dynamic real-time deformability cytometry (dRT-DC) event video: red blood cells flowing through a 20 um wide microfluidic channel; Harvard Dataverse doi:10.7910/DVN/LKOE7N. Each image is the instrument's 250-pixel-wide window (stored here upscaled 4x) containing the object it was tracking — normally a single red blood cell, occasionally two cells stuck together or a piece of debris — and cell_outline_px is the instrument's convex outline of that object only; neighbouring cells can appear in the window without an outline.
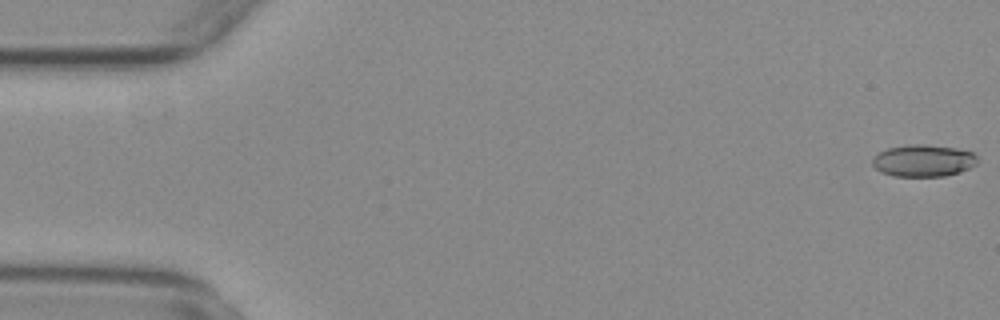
{"species": "common noctule bat (a hibernating species)", "species_latin": "Nyctalus noctula", "temperature_condition": "warm", "stored_images_in_passage": 56, "camera_frame_rate_fps": 3000, "um_per_image_px": 0.085, "animal": {"sex": "female", "body_mass_g": 29.2, "forearm_length_mm": 56.3}, "frame": {"image": 1, "passage_image": 1, "time_ms": 0.0, "image_size_px": [1000, 320], "cell_outline_px": [[976, 164], [960, 172], [944, 176], [892, 176], [880, 172], [872, 164], [872, 160], [880, 152], [888, 148], [912, 144], [924, 144], [956, 148], [972, 152], [976, 156]], "centroid_in_image_um": [78.47, 13.66], "position_along_channel_um": 6.5, "area_um2": 19.42}}
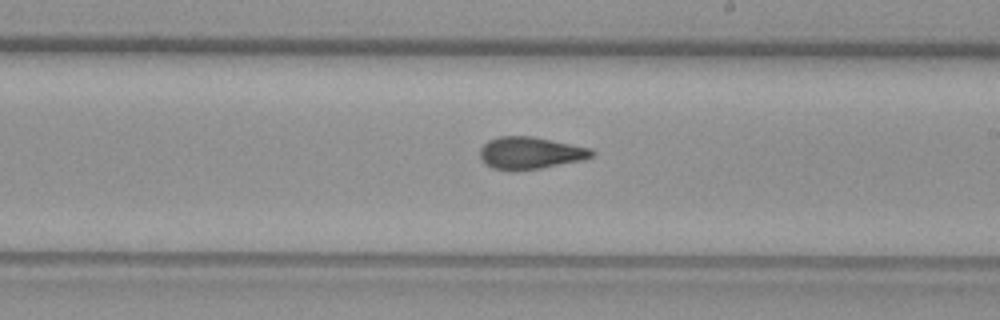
{"frame": {"image": 2, "passage_image": 32, "time_ms": 10.333, "image_size_px": [1000, 320], "cell_outline_px": [[596, 152], [592, 156], [584, 160], [540, 168], [508, 172], [492, 168], [484, 164], [480, 160], [480, 148], [488, 140], [500, 136], [532, 136], [592, 148]], "centroid_in_image_um": [45.05, 13.02], "position_along_channel_um": 244.0, "area_um2": 21.33}}
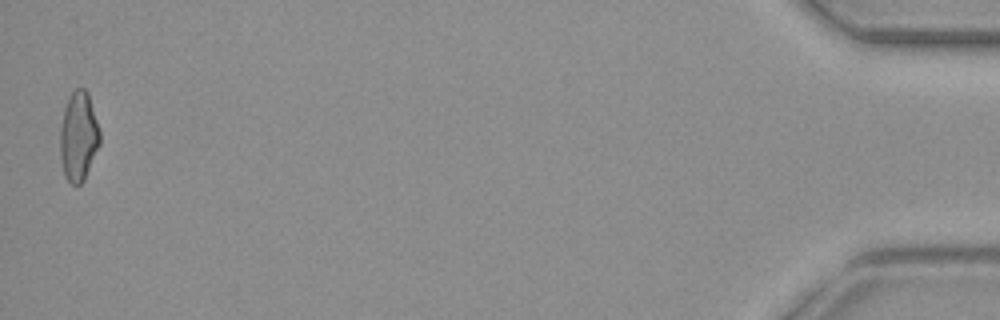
{"frame": {"image": 3, "passage_image": 55, "time_ms": 18.0, "image_size_px": [1000, 320], "cell_outline_px": [[100, 144], [84, 180], [80, 184], [72, 184], [64, 176], [60, 156], [60, 124], [64, 108], [68, 96], [76, 88], [84, 88], [88, 92], [100, 132]], "centroid_in_image_um": [6.66, 11.58], "position_along_channel_um": 428.5, "area_um2": 20.81}, "authors_computed_cell_mechanics": {"area_um2": 20.3745, "velocity_mm_per_s": 3.7431, "shape_relaxation_time_tau1_ms": null, "shape_relaxation_time_tau2_ms": 2.3379, "deformation_change_tau1": null, "deformation_change_tau2": 0.0799}}